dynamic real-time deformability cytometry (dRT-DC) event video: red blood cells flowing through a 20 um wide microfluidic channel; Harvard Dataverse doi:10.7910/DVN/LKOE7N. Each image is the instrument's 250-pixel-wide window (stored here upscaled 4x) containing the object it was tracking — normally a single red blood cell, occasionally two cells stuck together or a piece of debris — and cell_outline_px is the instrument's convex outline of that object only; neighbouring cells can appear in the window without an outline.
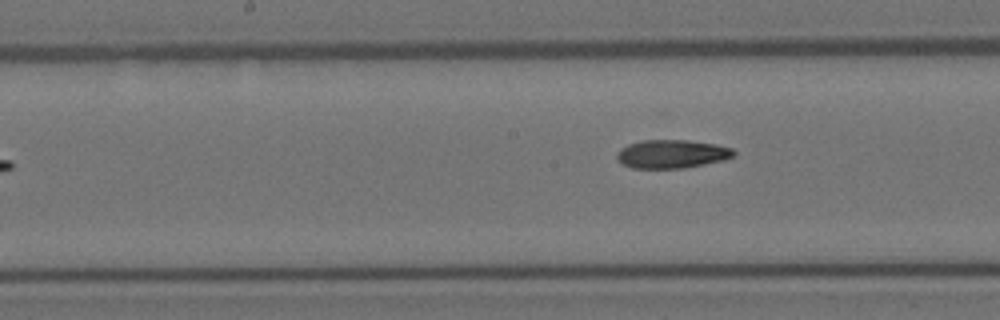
{"species": "Egyptian fruit bat (a non-hibernating species)", "species_latin": "Rousettus aegyptiacus", "temperature_condition": "room temperature", "stored_images_in_passage": 13, "camera_frame_rate_fps": 3000, "um_per_image_px": 0.085, "animal": {"sex": "female"}, "frame": {"image": 1, "passage_image": 5, "time_ms": 1.333, "image_size_px": [1000, 320], "cell_outline_px": [[736, 156], [724, 160], [684, 168], [632, 168], [624, 164], [616, 156], [616, 152], [620, 148], [628, 144], [640, 140], [688, 140], [716, 144], [732, 148], [736, 152]], "centroid_in_image_um": [57.13, 13.08], "position_along_channel_um": 191.1, "area_um2": 19.48}}
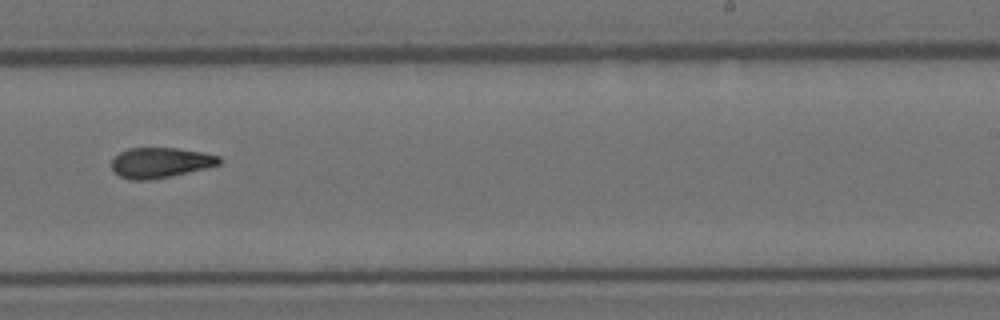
{"frame": {"image": 2, "passage_image": 7, "time_ms": 2.0, "image_size_px": [1000, 320], "cell_outline_px": [[224, 160], [220, 164], [204, 168], [168, 176], [148, 180], [128, 180], [120, 176], [112, 168], [112, 160], [120, 152], [128, 148], [176, 148], [200, 152], [220, 156]], "centroid_in_image_um": [13.63, 13.82], "position_along_channel_um": 275.4, "area_um2": 18.73}}
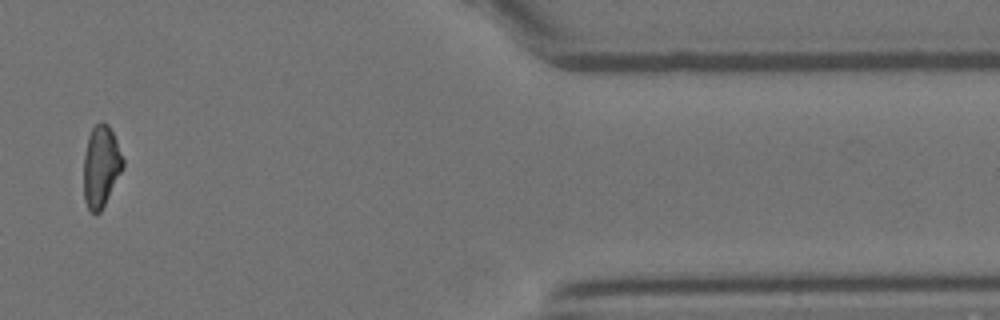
{"frame": {"image": 3, "passage_image": 11, "time_ms": 3.333, "image_size_px": [1000, 320], "cell_outline_px": [[124, 168], [100, 212], [92, 212], [88, 208], [84, 200], [84, 156], [88, 136], [92, 128], [100, 120], [108, 124], [116, 140], [124, 160]], "centroid_in_image_um": [8.59, 14.12], "position_along_channel_um": 402.8, "area_um2": 18.61}}